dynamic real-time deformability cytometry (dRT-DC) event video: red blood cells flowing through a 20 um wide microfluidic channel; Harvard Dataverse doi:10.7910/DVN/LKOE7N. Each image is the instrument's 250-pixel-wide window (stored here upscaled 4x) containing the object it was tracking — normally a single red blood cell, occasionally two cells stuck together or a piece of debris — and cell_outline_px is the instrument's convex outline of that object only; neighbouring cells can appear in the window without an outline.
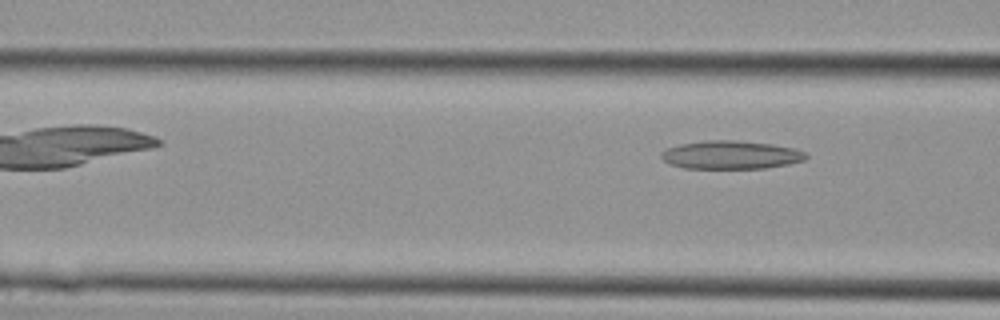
{"species": "Egyptian fruit bat (a non-hibernating species)", "species_latin": "Rousettus aegyptiacus", "temperature_condition": "cold", "stored_images_in_passage": 4, "camera_frame_rate_fps": 3000, "um_per_image_px": 0.085, "animal": {"sex": "female"}, "frame": {"image": 1, "passage_image": 4, "time_ms": 1.0, "image_size_px": [1000, 320], "cell_outline_px": [[808, 156], [804, 160], [788, 164], [764, 168], [684, 168], [668, 164], [660, 156], [660, 152], [668, 148], [680, 144], [708, 140], [736, 140], [772, 144], [792, 148], [804, 152]], "centroid_in_image_um": [62.09, 13.16], "position_along_channel_um": 104.5, "area_um2": 23.76}}